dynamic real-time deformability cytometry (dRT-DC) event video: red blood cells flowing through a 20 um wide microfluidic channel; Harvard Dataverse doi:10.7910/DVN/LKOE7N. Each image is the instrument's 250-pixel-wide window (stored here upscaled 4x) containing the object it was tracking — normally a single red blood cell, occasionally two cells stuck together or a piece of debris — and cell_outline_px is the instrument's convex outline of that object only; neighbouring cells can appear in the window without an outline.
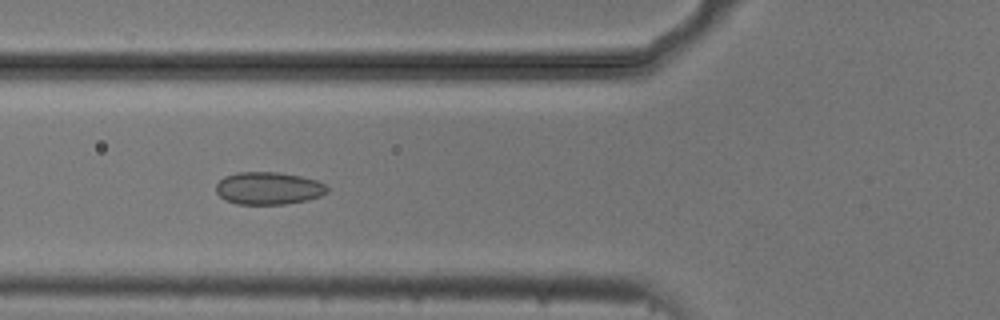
{"species": "common noctule bat (a hibernating species)", "species_latin": "Nyctalus noctula", "temperature_condition": "cold", "stored_images_in_passage": 23, "camera_frame_rate_fps": 3000, "um_per_image_px": 0.085, "animal": {"sex": "male", "body_mass_g": 20.5, "forearm_length_mm": 52.5}, "frame": {"image": 1, "passage_image": 20, "time_ms": 6.333, "image_size_px": [1000, 320], "cell_outline_px": [[328, 192], [320, 196], [308, 200], [284, 204], [236, 204], [224, 200], [216, 192], [216, 184], [224, 176], [236, 172], [280, 172], [300, 176], [316, 180], [324, 184], [328, 188]], "centroid_in_image_um": [22.8, 16.0], "position_along_channel_um": 103.0, "area_um2": 21.21}}
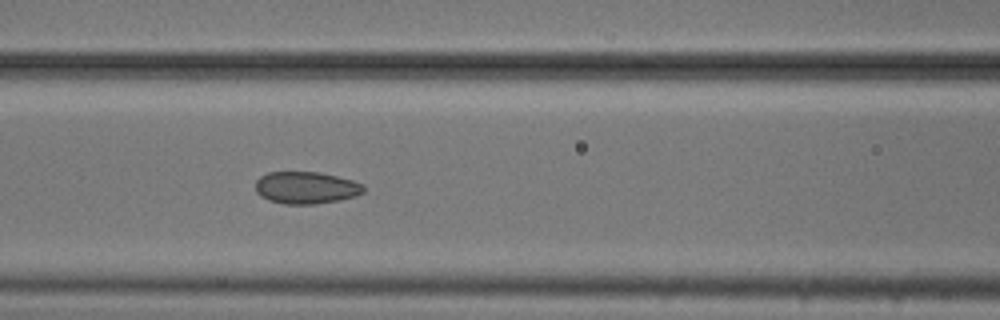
{"frame": {"image": 2, "passage_image": 23, "time_ms": 7.333, "image_size_px": [1000, 320], "cell_outline_px": [[364, 192], [356, 196], [340, 200], [316, 204], [284, 204], [268, 200], [260, 196], [256, 192], [256, 180], [260, 176], [268, 172], [320, 172], [352, 180], [364, 184]], "centroid_in_image_um": [26.01, 15.96], "position_along_channel_um": 140.6, "area_um2": 20.4}}